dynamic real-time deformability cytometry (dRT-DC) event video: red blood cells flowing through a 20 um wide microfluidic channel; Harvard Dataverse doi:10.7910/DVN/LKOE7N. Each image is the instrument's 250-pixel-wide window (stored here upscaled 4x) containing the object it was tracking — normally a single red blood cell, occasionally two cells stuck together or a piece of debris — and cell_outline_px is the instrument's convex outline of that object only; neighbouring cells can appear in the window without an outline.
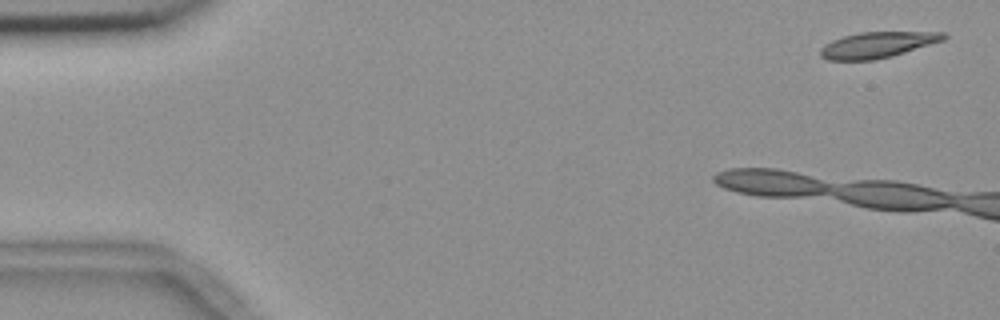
{"species": "common noctule bat (a hibernating species)", "species_latin": "Nyctalus noctula", "temperature_condition": "room temperature", "stored_images_in_passage": 9, "camera_frame_rate_fps": 3000, "um_per_image_px": 0.085, "animal": {"sex": "female", "body_mass_g": 18.4}, "frame": {"image": 1, "passage_image": 2, "time_ms": 0.333, "image_size_px": [1000, 320], "cell_outline_px": [[948, 36], [944, 40], [892, 56], [872, 60], [828, 60], [820, 56], [820, 48], [824, 44], [832, 40], [844, 36], [860, 32], [944, 32]], "centroid_in_image_um": [74.56, 3.81], "position_along_channel_um": 10.4, "area_um2": 18.55}}